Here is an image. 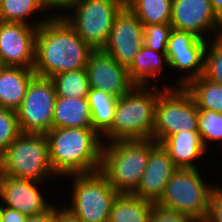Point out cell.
<instances>
[{"label":"cell","mask_w":222,"mask_h":222,"mask_svg":"<svg viewBox=\"0 0 222 222\" xmlns=\"http://www.w3.org/2000/svg\"><path fill=\"white\" fill-rule=\"evenodd\" d=\"M218 19L222 22V0H210Z\"/></svg>","instance_id":"74e56055"},{"label":"cell","mask_w":222,"mask_h":222,"mask_svg":"<svg viewBox=\"0 0 222 222\" xmlns=\"http://www.w3.org/2000/svg\"><path fill=\"white\" fill-rule=\"evenodd\" d=\"M191 218L175 210L167 209L154 203L149 222H189Z\"/></svg>","instance_id":"1f68e13d"},{"label":"cell","mask_w":222,"mask_h":222,"mask_svg":"<svg viewBox=\"0 0 222 222\" xmlns=\"http://www.w3.org/2000/svg\"><path fill=\"white\" fill-rule=\"evenodd\" d=\"M92 51L62 16H53L37 28L33 70L36 76L51 78L85 69Z\"/></svg>","instance_id":"6da1fadb"},{"label":"cell","mask_w":222,"mask_h":222,"mask_svg":"<svg viewBox=\"0 0 222 222\" xmlns=\"http://www.w3.org/2000/svg\"><path fill=\"white\" fill-rule=\"evenodd\" d=\"M87 98L92 116V129L102 136L113 123L118 98L91 88Z\"/></svg>","instance_id":"cb8c5ba5"},{"label":"cell","mask_w":222,"mask_h":222,"mask_svg":"<svg viewBox=\"0 0 222 222\" xmlns=\"http://www.w3.org/2000/svg\"><path fill=\"white\" fill-rule=\"evenodd\" d=\"M170 25L173 30L191 32L205 40L222 35V22L210 0H172Z\"/></svg>","instance_id":"7c38bea8"},{"label":"cell","mask_w":222,"mask_h":222,"mask_svg":"<svg viewBox=\"0 0 222 222\" xmlns=\"http://www.w3.org/2000/svg\"><path fill=\"white\" fill-rule=\"evenodd\" d=\"M124 6H127L132 0H119Z\"/></svg>","instance_id":"ab89813d"},{"label":"cell","mask_w":222,"mask_h":222,"mask_svg":"<svg viewBox=\"0 0 222 222\" xmlns=\"http://www.w3.org/2000/svg\"><path fill=\"white\" fill-rule=\"evenodd\" d=\"M20 134L16 111L0 107V155Z\"/></svg>","instance_id":"4dcf8cb0"},{"label":"cell","mask_w":222,"mask_h":222,"mask_svg":"<svg viewBox=\"0 0 222 222\" xmlns=\"http://www.w3.org/2000/svg\"><path fill=\"white\" fill-rule=\"evenodd\" d=\"M0 173L16 179L44 182L57 179L45 134L21 133L0 155Z\"/></svg>","instance_id":"5b68a950"},{"label":"cell","mask_w":222,"mask_h":222,"mask_svg":"<svg viewBox=\"0 0 222 222\" xmlns=\"http://www.w3.org/2000/svg\"><path fill=\"white\" fill-rule=\"evenodd\" d=\"M52 128H92L88 98L57 96Z\"/></svg>","instance_id":"44dd1931"},{"label":"cell","mask_w":222,"mask_h":222,"mask_svg":"<svg viewBox=\"0 0 222 222\" xmlns=\"http://www.w3.org/2000/svg\"><path fill=\"white\" fill-rule=\"evenodd\" d=\"M143 27V45L166 54L169 36L173 30L172 26L170 24H149L143 25Z\"/></svg>","instance_id":"f546056e"},{"label":"cell","mask_w":222,"mask_h":222,"mask_svg":"<svg viewBox=\"0 0 222 222\" xmlns=\"http://www.w3.org/2000/svg\"><path fill=\"white\" fill-rule=\"evenodd\" d=\"M124 5L119 0H73L62 15L74 31L93 49H103L116 15Z\"/></svg>","instance_id":"ba28073f"},{"label":"cell","mask_w":222,"mask_h":222,"mask_svg":"<svg viewBox=\"0 0 222 222\" xmlns=\"http://www.w3.org/2000/svg\"><path fill=\"white\" fill-rule=\"evenodd\" d=\"M85 69L91 89L102 90L116 98L135 86L129 78L128 69L102 49L91 52Z\"/></svg>","instance_id":"9a60e30c"},{"label":"cell","mask_w":222,"mask_h":222,"mask_svg":"<svg viewBox=\"0 0 222 222\" xmlns=\"http://www.w3.org/2000/svg\"><path fill=\"white\" fill-rule=\"evenodd\" d=\"M161 145L177 168H198L200 165H197V160L208 152L198 131L175 133L168 136Z\"/></svg>","instance_id":"ac0fdd59"},{"label":"cell","mask_w":222,"mask_h":222,"mask_svg":"<svg viewBox=\"0 0 222 222\" xmlns=\"http://www.w3.org/2000/svg\"><path fill=\"white\" fill-rule=\"evenodd\" d=\"M144 27L136 15L124 6L116 15L104 48L117 63L128 68L143 46Z\"/></svg>","instance_id":"4fadbf2b"},{"label":"cell","mask_w":222,"mask_h":222,"mask_svg":"<svg viewBox=\"0 0 222 222\" xmlns=\"http://www.w3.org/2000/svg\"><path fill=\"white\" fill-rule=\"evenodd\" d=\"M203 178L199 168H177L156 204L191 219L206 218L210 194L216 186Z\"/></svg>","instance_id":"52a82bcc"},{"label":"cell","mask_w":222,"mask_h":222,"mask_svg":"<svg viewBox=\"0 0 222 222\" xmlns=\"http://www.w3.org/2000/svg\"><path fill=\"white\" fill-rule=\"evenodd\" d=\"M50 79L52 80L56 94L59 97H88L90 84L86 69H78L59 73Z\"/></svg>","instance_id":"4316f807"},{"label":"cell","mask_w":222,"mask_h":222,"mask_svg":"<svg viewBox=\"0 0 222 222\" xmlns=\"http://www.w3.org/2000/svg\"><path fill=\"white\" fill-rule=\"evenodd\" d=\"M221 184L211 191L206 220L208 222H222V187Z\"/></svg>","instance_id":"d6a6232c"},{"label":"cell","mask_w":222,"mask_h":222,"mask_svg":"<svg viewBox=\"0 0 222 222\" xmlns=\"http://www.w3.org/2000/svg\"><path fill=\"white\" fill-rule=\"evenodd\" d=\"M184 88L191 94L198 109L222 113V84L214 83L201 75Z\"/></svg>","instance_id":"d4e9b609"},{"label":"cell","mask_w":222,"mask_h":222,"mask_svg":"<svg viewBox=\"0 0 222 222\" xmlns=\"http://www.w3.org/2000/svg\"><path fill=\"white\" fill-rule=\"evenodd\" d=\"M41 183L43 182L16 179L0 173V202L26 216L40 214L52 205L44 197Z\"/></svg>","instance_id":"2e32d148"},{"label":"cell","mask_w":222,"mask_h":222,"mask_svg":"<svg viewBox=\"0 0 222 222\" xmlns=\"http://www.w3.org/2000/svg\"><path fill=\"white\" fill-rule=\"evenodd\" d=\"M2 204L0 202V222H1Z\"/></svg>","instance_id":"60d3db41"},{"label":"cell","mask_w":222,"mask_h":222,"mask_svg":"<svg viewBox=\"0 0 222 222\" xmlns=\"http://www.w3.org/2000/svg\"><path fill=\"white\" fill-rule=\"evenodd\" d=\"M165 65L167 67L169 63L167 55L164 52H157L143 45L135 56L133 63L127 68L129 78L135 85L159 86L157 82H161L160 84H162V87L170 88V84L166 83L167 85H164L162 81H158L161 72L166 68ZM151 79L153 82L155 79L154 84L151 82Z\"/></svg>","instance_id":"ffe728a7"},{"label":"cell","mask_w":222,"mask_h":222,"mask_svg":"<svg viewBox=\"0 0 222 222\" xmlns=\"http://www.w3.org/2000/svg\"><path fill=\"white\" fill-rule=\"evenodd\" d=\"M55 205L52 204L46 211L27 216L26 222H53Z\"/></svg>","instance_id":"8d00e7d4"},{"label":"cell","mask_w":222,"mask_h":222,"mask_svg":"<svg viewBox=\"0 0 222 222\" xmlns=\"http://www.w3.org/2000/svg\"><path fill=\"white\" fill-rule=\"evenodd\" d=\"M156 145L153 139L103 143L100 171L118 193L132 194Z\"/></svg>","instance_id":"277c9868"},{"label":"cell","mask_w":222,"mask_h":222,"mask_svg":"<svg viewBox=\"0 0 222 222\" xmlns=\"http://www.w3.org/2000/svg\"><path fill=\"white\" fill-rule=\"evenodd\" d=\"M163 89L154 85H135L118 98L113 123L101 136L102 142L152 139L155 106Z\"/></svg>","instance_id":"3957f363"},{"label":"cell","mask_w":222,"mask_h":222,"mask_svg":"<svg viewBox=\"0 0 222 222\" xmlns=\"http://www.w3.org/2000/svg\"><path fill=\"white\" fill-rule=\"evenodd\" d=\"M57 94L50 78L35 76L16 110L21 133L46 134L52 129Z\"/></svg>","instance_id":"30bf717a"},{"label":"cell","mask_w":222,"mask_h":222,"mask_svg":"<svg viewBox=\"0 0 222 222\" xmlns=\"http://www.w3.org/2000/svg\"><path fill=\"white\" fill-rule=\"evenodd\" d=\"M36 76L33 68L0 66V107L16 111L23 102L31 80Z\"/></svg>","instance_id":"d6986e66"},{"label":"cell","mask_w":222,"mask_h":222,"mask_svg":"<svg viewBox=\"0 0 222 222\" xmlns=\"http://www.w3.org/2000/svg\"><path fill=\"white\" fill-rule=\"evenodd\" d=\"M198 107L184 88H164L155 106L152 139L161 144L168 136L181 131H198Z\"/></svg>","instance_id":"9c48e42d"},{"label":"cell","mask_w":222,"mask_h":222,"mask_svg":"<svg viewBox=\"0 0 222 222\" xmlns=\"http://www.w3.org/2000/svg\"><path fill=\"white\" fill-rule=\"evenodd\" d=\"M53 222H81L67 207L55 205Z\"/></svg>","instance_id":"d590c367"},{"label":"cell","mask_w":222,"mask_h":222,"mask_svg":"<svg viewBox=\"0 0 222 222\" xmlns=\"http://www.w3.org/2000/svg\"><path fill=\"white\" fill-rule=\"evenodd\" d=\"M71 203L67 207L81 222H108L118 192L100 171L73 174Z\"/></svg>","instance_id":"8992f818"},{"label":"cell","mask_w":222,"mask_h":222,"mask_svg":"<svg viewBox=\"0 0 222 222\" xmlns=\"http://www.w3.org/2000/svg\"><path fill=\"white\" fill-rule=\"evenodd\" d=\"M208 40L194 33L172 30L167 43L166 55L170 67L167 70L182 71L176 83L170 88L185 87L191 80L198 78L204 71V55ZM184 75V76H183Z\"/></svg>","instance_id":"8fae6325"},{"label":"cell","mask_w":222,"mask_h":222,"mask_svg":"<svg viewBox=\"0 0 222 222\" xmlns=\"http://www.w3.org/2000/svg\"><path fill=\"white\" fill-rule=\"evenodd\" d=\"M45 10L53 17L62 16L69 9L73 0H39ZM59 9V10H58ZM58 10V11H57ZM61 10V12H60ZM55 11V12H54ZM54 12V13H53ZM60 13V14H59Z\"/></svg>","instance_id":"836d02e7"},{"label":"cell","mask_w":222,"mask_h":222,"mask_svg":"<svg viewBox=\"0 0 222 222\" xmlns=\"http://www.w3.org/2000/svg\"><path fill=\"white\" fill-rule=\"evenodd\" d=\"M37 27L0 21V65L33 68Z\"/></svg>","instance_id":"5bb4252c"},{"label":"cell","mask_w":222,"mask_h":222,"mask_svg":"<svg viewBox=\"0 0 222 222\" xmlns=\"http://www.w3.org/2000/svg\"><path fill=\"white\" fill-rule=\"evenodd\" d=\"M27 216L16 209L2 205L1 222H26Z\"/></svg>","instance_id":"e575fe53"},{"label":"cell","mask_w":222,"mask_h":222,"mask_svg":"<svg viewBox=\"0 0 222 222\" xmlns=\"http://www.w3.org/2000/svg\"><path fill=\"white\" fill-rule=\"evenodd\" d=\"M127 6L143 25L171 22L172 0H132Z\"/></svg>","instance_id":"484cf974"},{"label":"cell","mask_w":222,"mask_h":222,"mask_svg":"<svg viewBox=\"0 0 222 222\" xmlns=\"http://www.w3.org/2000/svg\"><path fill=\"white\" fill-rule=\"evenodd\" d=\"M153 204L130 193H119L113 202L108 222H149Z\"/></svg>","instance_id":"603a6c76"},{"label":"cell","mask_w":222,"mask_h":222,"mask_svg":"<svg viewBox=\"0 0 222 222\" xmlns=\"http://www.w3.org/2000/svg\"><path fill=\"white\" fill-rule=\"evenodd\" d=\"M198 132L207 150H209L207 147L212 142L214 144L215 142H218V144L221 143L220 147H222V113L207 109H199Z\"/></svg>","instance_id":"83f0119b"},{"label":"cell","mask_w":222,"mask_h":222,"mask_svg":"<svg viewBox=\"0 0 222 222\" xmlns=\"http://www.w3.org/2000/svg\"><path fill=\"white\" fill-rule=\"evenodd\" d=\"M202 76L214 83L222 84V35L208 40Z\"/></svg>","instance_id":"f1b7e54d"},{"label":"cell","mask_w":222,"mask_h":222,"mask_svg":"<svg viewBox=\"0 0 222 222\" xmlns=\"http://www.w3.org/2000/svg\"><path fill=\"white\" fill-rule=\"evenodd\" d=\"M37 13L39 16L42 14L41 18L34 15ZM34 16L39 19L36 20ZM31 17L33 23L29 19ZM51 17L39 0H0V21L22 23L38 28Z\"/></svg>","instance_id":"7402d4cb"},{"label":"cell","mask_w":222,"mask_h":222,"mask_svg":"<svg viewBox=\"0 0 222 222\" xmlns=\"http://www.w3.org/2000/svg\"><path fill=\"white\" fill-rule=\"evenodd\" d=\"M45 135L58 179L100 170L103 142L92 128H52Z\"/></svg>","instance_id":"7a4b0ae2"},{"label":"cell","mask_w":222,"mask_h":222,"mask_svg":"<svg viewBox=\"0 0 222 222\" xmlns=\"http://www.w3.org/2000/svg\"><path fill=\"white\" fill-rule=\"evenodd\" d=\"M176 169L177 167L170 159L168 152L161 144H157L149 152V158L140 184L132 194L157 203L164 194L166 184Z\"/></svg>","instance_id":"e0dca14e"},{"label":"cell","mask_w":222,"mask_h":222,"mask_svg":"<svg viewBox=\"0 0 222 222\" xmlns=\"http://www.w3.org/2000/svg\"><path fill=\"white\" fill-rule=\"evenodd\" d=\"M189 222H208V221L204 218V219H191Z\"/></svg>","instance_id":"f35d334b"}]
</instances>
